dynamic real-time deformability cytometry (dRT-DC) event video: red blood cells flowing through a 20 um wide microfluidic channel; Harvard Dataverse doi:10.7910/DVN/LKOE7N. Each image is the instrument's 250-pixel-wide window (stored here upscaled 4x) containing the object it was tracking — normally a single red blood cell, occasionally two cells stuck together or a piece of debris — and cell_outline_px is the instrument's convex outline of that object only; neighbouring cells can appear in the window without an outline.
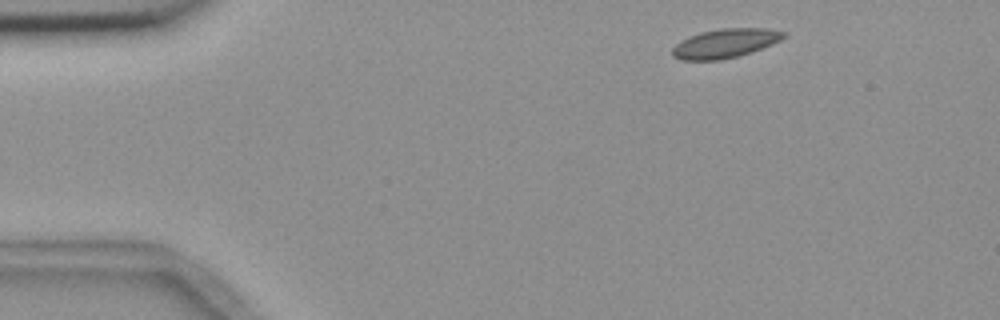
{"species": "common noctule bat (a hibernating species)", "species_latin": "Nyctalus noctula", "temperature_condition": "room temperature", "stored_images_in_passage": 3, "camera_frame_rate_fps": 3000, "um_per_image_px": 0.085, "animal": {"sex": "female", "body_mass_g": 18.4}, "frame": {"image": 1, "passage_image": 1, "time_ms": 0.0, "image_size_px": [1000, 320], "cell_outline_px": [[788, 32], [780, 40], [772, 44], [752, 52], [720, 60], [680, 60], [672, 56], [672, 48], [680, 40], [688, 36], [700, 32], [720, 28], [768, 28]], "centroid_in_image_um": [61.62, 3.67], "position_along_channel_um": 23.4, "area_um2": 19.02}}